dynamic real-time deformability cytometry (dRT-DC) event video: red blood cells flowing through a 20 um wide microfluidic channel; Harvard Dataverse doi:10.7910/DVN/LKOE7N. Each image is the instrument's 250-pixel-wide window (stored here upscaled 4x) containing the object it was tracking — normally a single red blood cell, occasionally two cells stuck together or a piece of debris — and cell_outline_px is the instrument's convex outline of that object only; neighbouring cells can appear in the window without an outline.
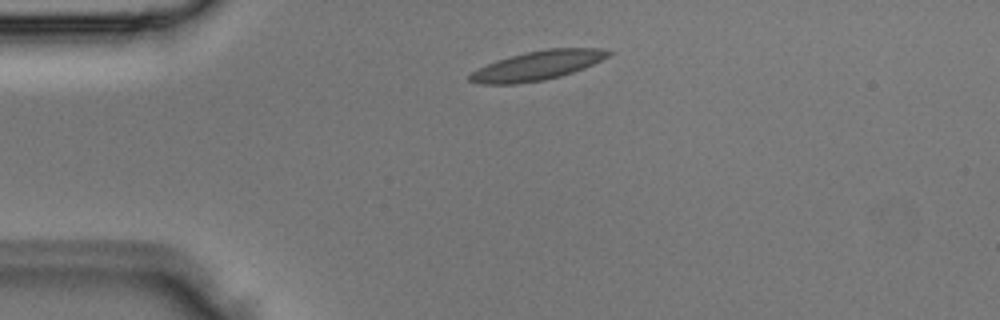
{"species": "Egyptian fruit bat (a non-hibernating species)", "species_latin": "Rousettus aegyptiacus", "temperature_condition": "room temperature", "stored_images_in_passage": 2, "camera_frame_rate_fps": 3000, "um_per_image_px": 0.085, "animal": {"sex": "male"}, "frame": {"image": 1, "passage_image": 1, "time_ms": 0.0, "image_size_px": [1000, 320], "cell_outline_px": [[612, 52], [608, 56], [584, 68], [560, 76], [544, 80], [516, 84], [480, 84], [468, 80], [468, 76], [472, 72], [496, 60], [524, 52], [548, 48], [600, 48]], "centroid_in_image_um": [45.65, 5.57], "position_along_channel_um": 39.3, "area_um2": 23.41}}